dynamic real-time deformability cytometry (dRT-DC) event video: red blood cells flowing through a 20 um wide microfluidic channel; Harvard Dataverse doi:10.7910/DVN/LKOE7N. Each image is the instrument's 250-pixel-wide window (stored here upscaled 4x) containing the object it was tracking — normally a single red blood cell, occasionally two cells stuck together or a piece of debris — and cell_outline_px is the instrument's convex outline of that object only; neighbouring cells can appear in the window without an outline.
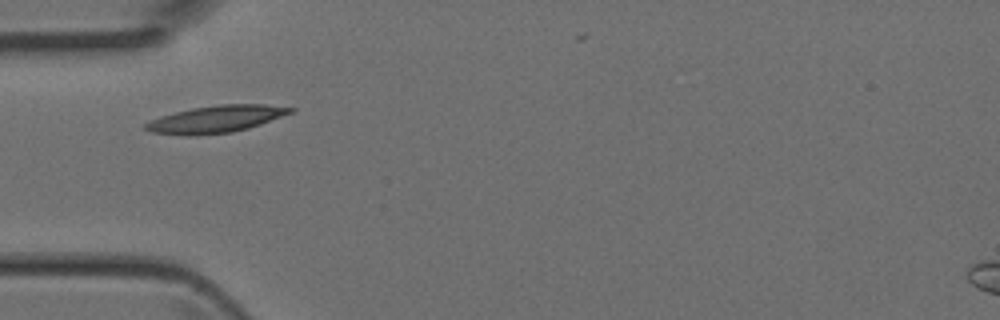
{"species": "Egyptian fruit bat (a non-hibernating species)", "species_latin": "Rousettus aegyptiacus", "temperature_condition": "room temperature", "stored_images_in_passage": 4, "camera_frame_rate_fps": 3000, "um_per_image_px": 0.085, "animal": {"sex": "female"}, "frame": {"image": 1, "passage_image": 2, "time_ms": 0.333, "image_size_px": [1000, 320], "cell_outline_px": [[296, 108], [292, 112], [260, 124], [248, 128], [232, 132], [196, 136], [184, 136], [152, 132], [144, 128], [144, 124], [160, 116], [192, 108], [220, 104], [264, 104]], "centroid_in_image_um": [18.33, 10.13], "position_along_channel_um": 66.7, "area_um2": 22.77}}
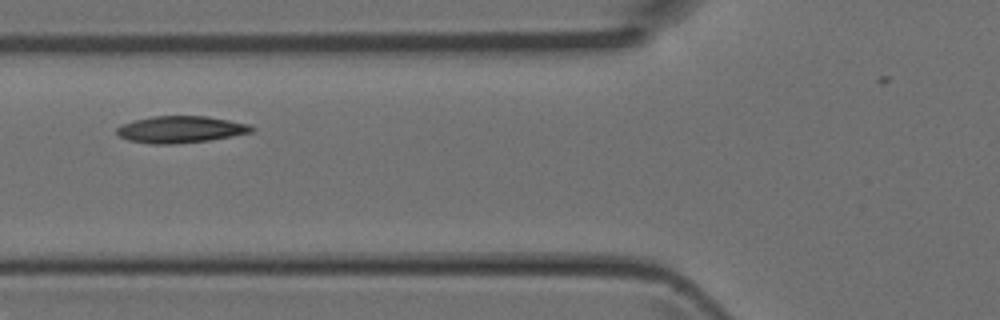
{"frame": {"image": 2, "passage_image": 3, "time_ms": 0.667, "image_size_px": [1000, 320], "cell_outline_px": [[256, 128], [252, 132], [232, 136], [208, 140], [172, 144], [152, 144], [128, 140], [120, 136], [116, 132], [116, 128], [120, 124], [152, 116], [208, 116], [248, 124]], "centroid_in_image_um": [15.34, 11.0], "position_along_channel_um": 110.5, "area_um2": 20.98}}
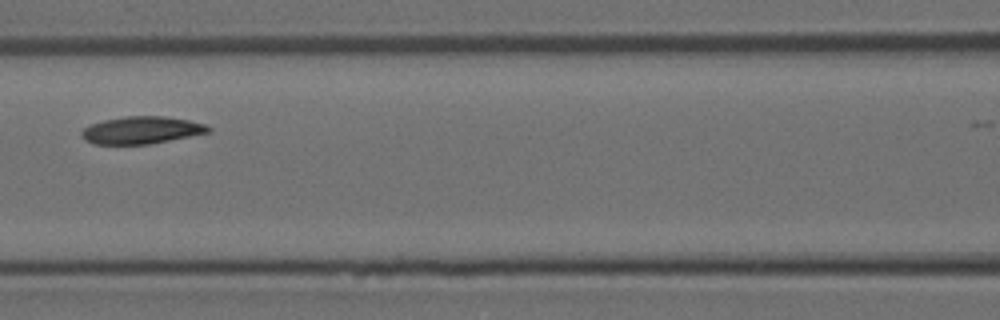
{"frame": {"image": 3, "passage_image": 4, "time_ms": 1.0, "image_size_px": [1000, 320], "cell_outline_px": [[212, 132], [148, 144], [92, 144], [84, 140], [80, 136], [80, 132], [84, 128], [92, 124], [104, 120], [124, 116], [164, 116], [188, 120], [204, 124], [212, 128]], "centroid_in_image_um": [12.02, 11.06], "position_along_channel_um": 154.6, "area_um2": 20.23}}